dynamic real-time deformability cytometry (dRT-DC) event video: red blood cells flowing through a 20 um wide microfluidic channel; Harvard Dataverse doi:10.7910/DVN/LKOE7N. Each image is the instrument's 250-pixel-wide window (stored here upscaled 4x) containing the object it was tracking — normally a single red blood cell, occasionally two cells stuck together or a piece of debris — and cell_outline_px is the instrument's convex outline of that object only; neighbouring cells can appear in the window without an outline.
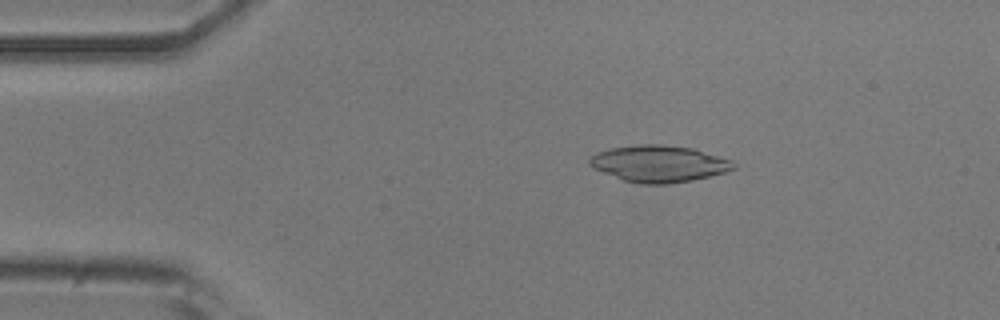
{"species": "common noctule bat (a hibernating species)", "species_latin": "Nyctalus noctula", "temperature_condition": "room temperature", "stored_images_in_passage": 50, "camera_frame_rate_fps": 3000, "um_per_image_px": 0.085, "animal": {"sex": "male", "body_mass_g": 20.5, "forearm_length_mm": 52.5}, "frame": {"image": 1, "passage_image": 9, "time_ms": 2.667, "image_size_px": [1000, 320], "cell_outline_px": [[736, 168], [728, 172], [692, 180], [668, 184], [640, 184], [624, 180], [592, 168], [588, 164], [588, 156], [596, 152], [608, 148], [640, 144], [660, 144], [692, 148], [732, 160], [736, 164]], "centroid_in_image_um": [55.99, 13.91], "position_along_channel_um": 29.0, "area_um2": 31.04}}
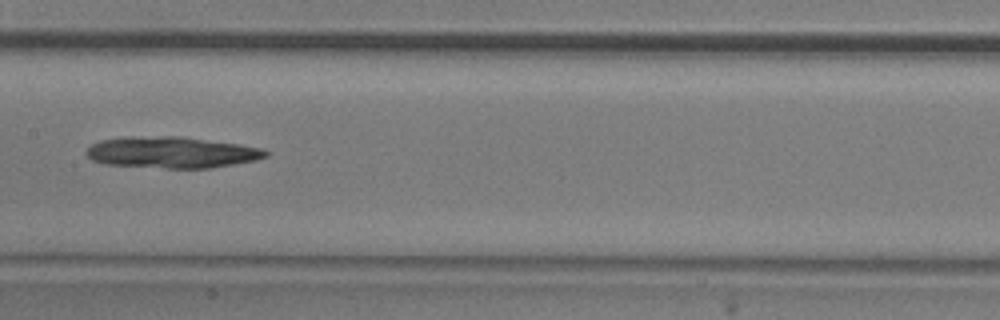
{"frame": {"image": 2, "passage_image": 26, "time_ms": 8.333, "image_size_px": [1000, 320], "cell_outline_px": [[268, 156], [256, 160], [212, 168], [168, 168], [104, 164], [92, 160], [84, 152], [92, 144], [100, 140], [132, 136], [180, 136], [240, 144], [260, 148], [268, 152]], "centroid_in_image_um": [14.58, 12.95], "position_along_channel_um": 192.8, "area_um2": 32.77}}
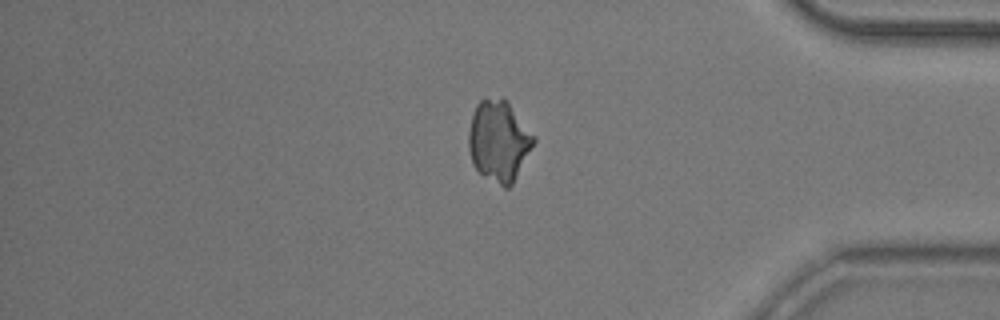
{"frame": {"image": 3, "passage_image": 44, "time_ms": 14.333, "image_size_px": [1000, 320], "cell_outline_px": [[536, 140], [512, 184], [508, 188], [504, 188], [484, 176], [472, 164], [468, 148], [468, 132], [472, 112], [476, 104], [484, 96], [508, 100], [536, 136]], "centroid_in_image_um": [42.39, 11.93], "position_along_channel_um": 392.8, "area_um2": 31.15}}